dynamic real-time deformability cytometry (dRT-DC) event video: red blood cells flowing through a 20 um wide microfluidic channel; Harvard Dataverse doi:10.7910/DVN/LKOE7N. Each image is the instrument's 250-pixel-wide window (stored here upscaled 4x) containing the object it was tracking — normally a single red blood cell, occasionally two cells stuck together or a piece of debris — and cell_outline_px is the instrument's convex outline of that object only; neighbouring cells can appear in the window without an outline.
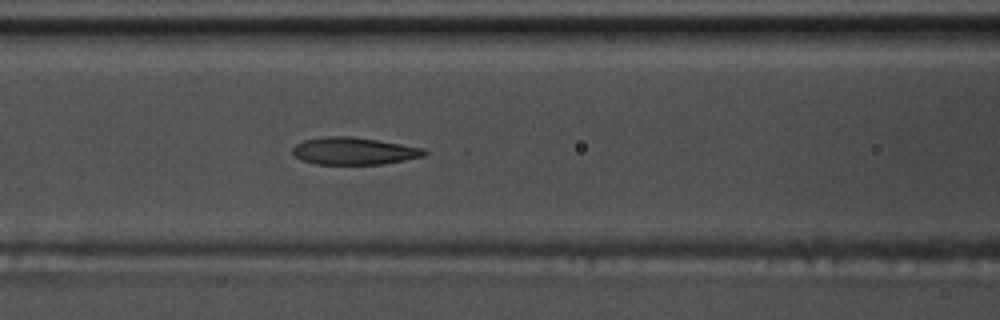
{"species": "common noctule bat (a hibernating species)", "species_latin": "Nyctalus noctula", "temperature_condition": "warm", "stored_images_in_passage": 38, "camera_frame_rate_fps": 3000, "um_per_image_px": 0.085, "animal": {"sex": "male", "body_mass_g": 17.5, "forearm_length_mm": 52.3}, "frame": {"image": 1, "passage_image": 6, "time_ms": 1.667, "image_size_px": [1000, 320], "cell_outline_px": [[428, 152], [424, 156], [404, 160], [380, 164], [316, 164], [304, 160], [296, 156], [292, 152], [292, 148], [296, 144], [304, 140], [324, 136], [352, 136], [424, 148]], "centroid_in_image_um": [30.08, 12.83], "position_along_channel_um": 136.5, "area_um2": 20.75}}